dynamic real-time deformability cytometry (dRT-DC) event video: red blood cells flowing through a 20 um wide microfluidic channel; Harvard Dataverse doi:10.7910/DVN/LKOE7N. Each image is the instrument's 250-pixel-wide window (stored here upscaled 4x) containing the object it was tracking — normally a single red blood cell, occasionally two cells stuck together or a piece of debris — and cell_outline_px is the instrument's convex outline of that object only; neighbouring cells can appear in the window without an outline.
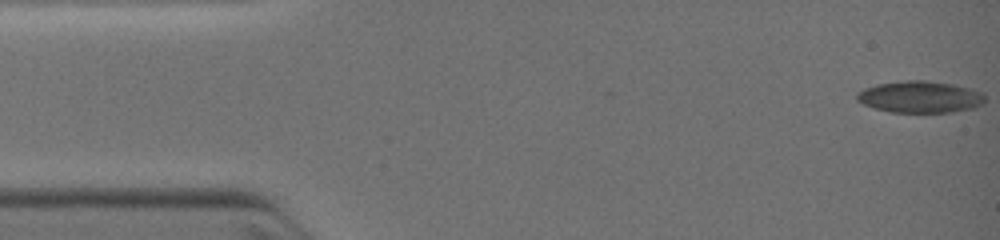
{"species": "common noctule bat (a hibernating species)", "species_latin": "Nyctalus noctula", "temperature_condition": "warm", "stored_images_in_passage": 8, "camera_frame_rate_fps": 3000, "um_per_image_px": 0.085, "animal": {"sex": "female", "body_mass_g": 19.0, "forearm_length_mm": 51.5}, "frame": {"image": 1, "passage_image": 1, "time_ms": 0.0, "image_size_px": [1000, 240], "cell_outline_px": [[984, 104], [972, 108], [952, 112], [892, 112], [876, 108], [864, 104], [856, 100], [856, 92], [864, 88], [876, 84], [908, 80], [924, 80], [952, 84], [968, 88], [980, 92], [984, 96]], "centroid_in_image_um": [78.18, 8.23], "position_along_channel_um": 6.8, "area_um2": 23.52}}
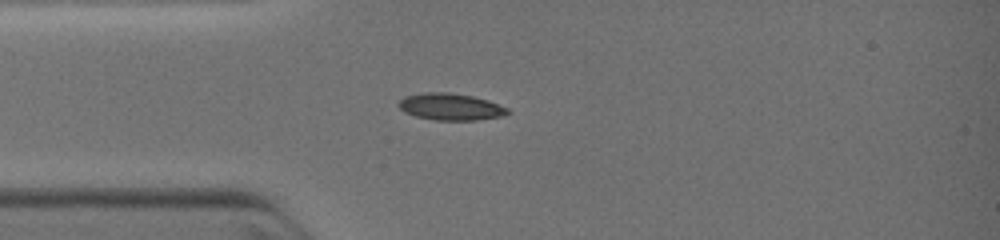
{"frame": {"image": 2, "passage_image": 4, "time_ms": 1.0, "image_size_px": [1000, 240], "cell_outline_px": [[512, 112], [500, 116], [476, 120], [436, 120], [416, 116], [404, 112], [396, 104], [404, 96], [424, 92], [448, 92], [472, 96], [488, 100], [508, 108]], "centroid_in_image_um": [38.28, 9.07], "position_along_channel_um": 46.7, "area_um2": 17.05}}
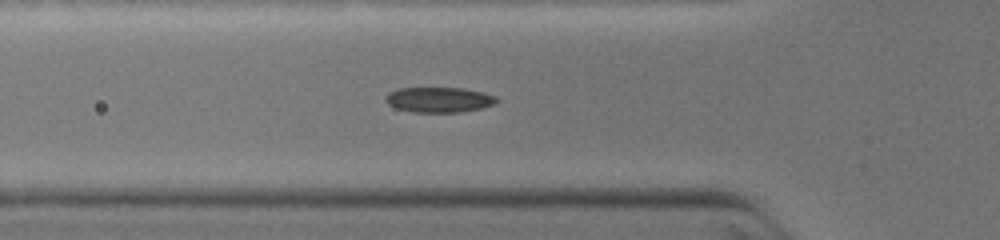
{"frame": {"image": 3, "passage_image": 7, "time_ms": 2.0, "image_size_px": [1000, 240], "cell_outline_px": [[500, 100], [496, 104], [480, 108], [460, 112], [412, 112], [396, 108], [388, 104], [384, 100], [384, 96], [388, 92], [396, 88], [464, 88], [484, 92], [496, 96]], "centroid_in_image_um": [37.31, 8.47], "position_along_channel_um": 88.5, "area_um2": 16.59}}